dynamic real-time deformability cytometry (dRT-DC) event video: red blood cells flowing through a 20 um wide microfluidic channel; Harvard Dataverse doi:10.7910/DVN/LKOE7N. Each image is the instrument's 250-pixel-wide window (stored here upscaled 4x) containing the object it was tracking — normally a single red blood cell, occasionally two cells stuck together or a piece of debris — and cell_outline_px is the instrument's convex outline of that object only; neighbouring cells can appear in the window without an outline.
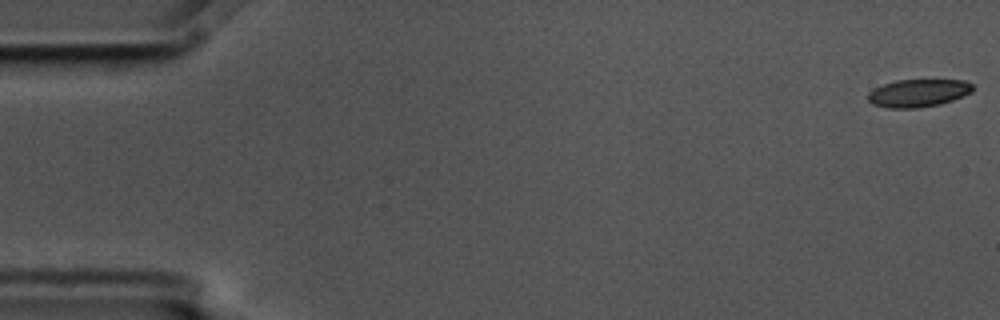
{"species": "common noctule bat (a hibernating species)", "species_latin": "Nyctalus noctula", "temperature_condition": "cold", "stored_images_in_passage": 6, "camera_frame_rate_fps": 3000, "um_per_image_px": 0.085, "animal": {"sex": "male", "body_mass_g": 17.5, "forearm_length_mm": 52.3}, "frame": {"image": 1, "passage_image": 1, "time_ms": 0.0, "image_size_px": [1000, 320], "cell_outline_px": [[972, 92], [964, 96], [940, 104], [916, 108], [888, 108], [872, 104], [868, 100], [868, 92], [884, 84], [896, 80], [964, 80], [972, 84]], "centroid_in_image_um": [78.05, 7.91], "position_along_channel_um": 7.0, "area_um2": 16.88}}